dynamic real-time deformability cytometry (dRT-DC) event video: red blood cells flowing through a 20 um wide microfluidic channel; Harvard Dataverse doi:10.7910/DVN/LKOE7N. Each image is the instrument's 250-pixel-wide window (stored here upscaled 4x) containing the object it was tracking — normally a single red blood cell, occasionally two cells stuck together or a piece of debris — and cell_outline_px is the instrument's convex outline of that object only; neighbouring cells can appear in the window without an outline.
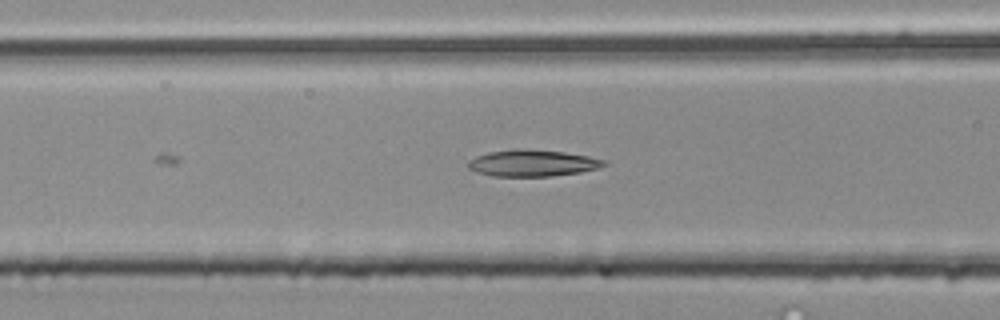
{"species": "common noctule bat (a hibernating species)", "species_latin": "Nyctalus noctula", "temperature_condition": "room temperature", "stored_images_in_passage": 23, "camera_frame_rate_fps": 3000, "um_per_image_px": 0.085, "animal": {"sex": "male", "body_mass_g": 20.4}, "frame": {"image": 1, "passage_image": 23, "time_ms": 7.333, "image_size_px": [1000, 320], "cell_outline_px": [[608, 164], [596, 168], [580, 172], [552, 176], [492, 176], [476, 172], [468, 168], [468, 160], [476, 156], [488, 152], [564, 152], [588, 156], [608, 160]], "centroid_in_image_um": [45.29, 13.92], "position_along_channel_um": 121.3, "area_um2": 20.0}}